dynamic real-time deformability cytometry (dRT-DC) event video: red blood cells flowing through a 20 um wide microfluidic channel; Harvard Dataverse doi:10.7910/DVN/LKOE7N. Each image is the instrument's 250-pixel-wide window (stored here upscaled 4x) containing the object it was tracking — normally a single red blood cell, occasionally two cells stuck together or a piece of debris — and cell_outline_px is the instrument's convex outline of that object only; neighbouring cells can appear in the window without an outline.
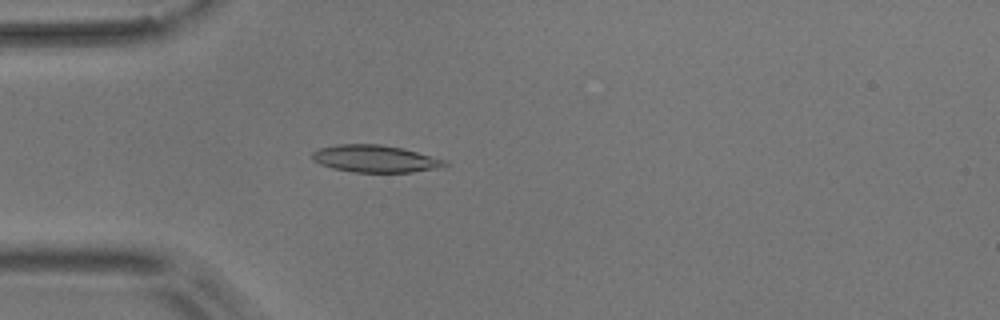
{"species": "common noctule bat (a hibernating species)", "species_latin": "Nyctalus noctula", "temperature_condition": "room temperature", "stored_images_in_passage": 4, "camera_frame_rate_fps": 3000, "um_per_image_px": 0.085, "animal": {"sex": "male", "body_mass_g": 17.9}, "frame": {"image": 1, "passage_image": 4, "time_ms": 3.667, "image_size_px": [1000, 320], "cell_outline_px": [[448, 164], [436, 168], [412, 172], [352, 172], [332, 168], [320, 164], [312, 160], [312, 152], [320, 148], [336, 144], [380, 144], [404, 148], [448, 160]], "centroid_in_image_um": [31.89, 13.48], "position_along_channel_um": 53.1, "area_um2": 21.15}}